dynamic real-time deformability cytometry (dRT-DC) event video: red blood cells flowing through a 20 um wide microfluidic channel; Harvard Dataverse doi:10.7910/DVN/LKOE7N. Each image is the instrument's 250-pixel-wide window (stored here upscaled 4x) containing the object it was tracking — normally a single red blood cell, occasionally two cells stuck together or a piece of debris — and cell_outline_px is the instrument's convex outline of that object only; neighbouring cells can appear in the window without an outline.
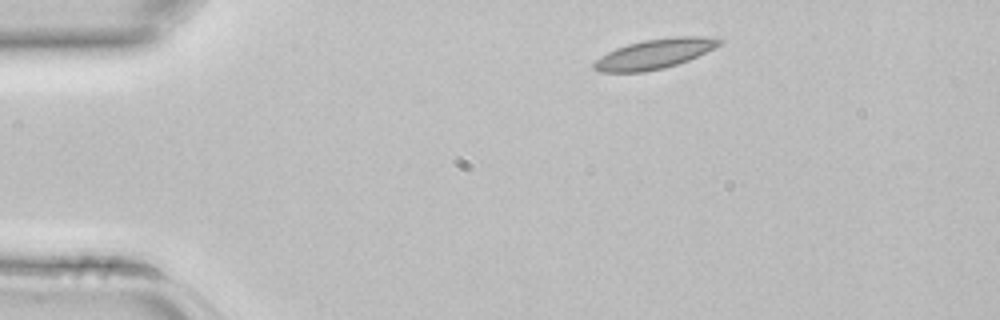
{"species": "common noctule bat (a hibernating species)", "species_latin": "Nyctalus noctula", "temperature_condition": "room temperature", "stored_images_in_passage": 1, "camera_frame_rate_fps": 3000, "um_per_image_px": 0.085, "animal": {"sex": "female", "body_mass_g": 22.7, "forearm_length_mm": 54.2}, "frame": {"image": 1, "passage_image": 1, "time_ms": 0.0, "image_size_px": [1000, 320], "cell_outline_px": [[724, 40], [720, 44], [688, 60], [664, 68], [644, 72], [600, 72], [592, 68], [592, 64], [600, 56], [616, 48], [628, 44], [644, 40], [672, 36], [700, 36]], "centroid_in_image_um": [55.58, 4.58], "position_along_channel_um": 29.4, "area_um2": 21.5}}